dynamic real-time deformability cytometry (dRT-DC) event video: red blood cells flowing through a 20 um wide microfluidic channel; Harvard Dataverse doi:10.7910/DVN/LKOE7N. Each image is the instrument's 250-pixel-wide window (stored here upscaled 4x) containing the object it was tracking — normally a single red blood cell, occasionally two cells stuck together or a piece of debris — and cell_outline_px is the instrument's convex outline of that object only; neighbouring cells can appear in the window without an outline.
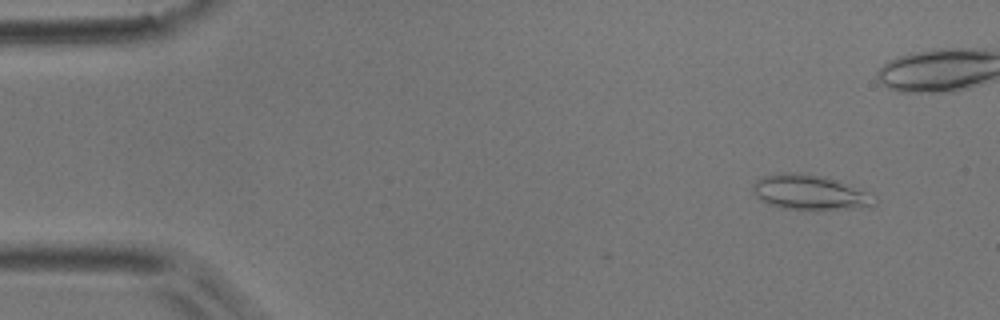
{"species": "common noctule bat (a hibernating species)", "species_latin": "Nyctalus noctula", "temperature_condition": "room temperature", "stored_images_in_passage": 51, "camera_frame_rate_fps": 3000, "um_per_image_px": 0.085, "animal": {"sex": "male", "body_mass_g": 17.9}, "frame": {"image": 1, "passage_image": 4, "time_ms": 1.0, "image_size_px": [1000, 320], "cell_outline_px": [[876, 204], [872, 208], [784, 208], [768, 204], [760, 200], [752, 192], [752, 184], [756, 180], [764, 176], [780, 172], [788, 172], [824, 176], [840, 180], [876, 196]], "centroid_in_image_um": [68.86, 16.33], "position_along_channel_um": 16.1, "area_um2": 24.68}}
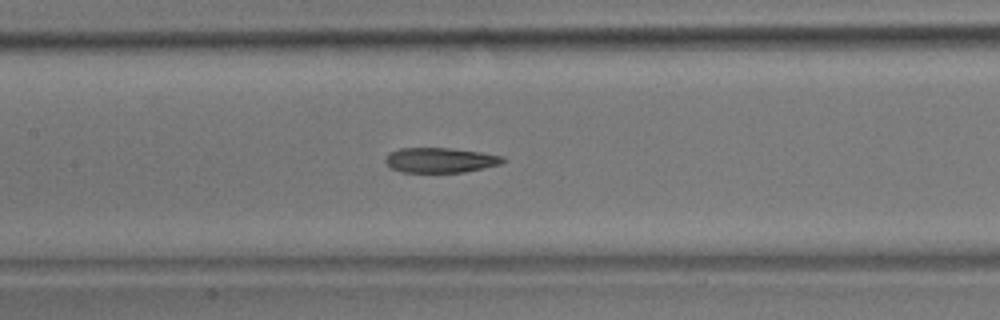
{"frame": {"image": 2, "passage_image": 23, "time_ms": 7.333, "image_size_px": [1000, 320], "cell_outline_px": [[508, 160], [500, 164], [484, 168], [464, 172], [400, 172], [392, 168], [384, 160], [392, 152], [400, 148], [448, 148], [480, 152], [504, 156]], "centroid_in_image_um": [37.48, 13.61], "position_along_channel_um": 169.9, "area_um2": 16.99}}
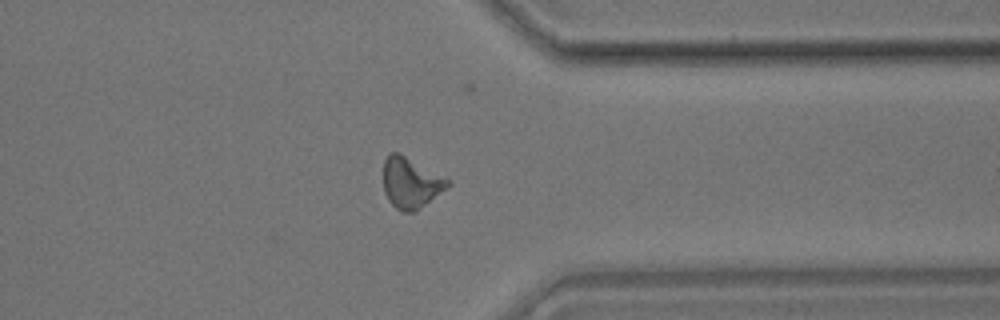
{"frame": {"image": 3, "passage_image": 39, "time_ms": 12.667, "image_size_px": [1000, 320], "cell_outline_px": [[452, 184], [420, 208], [412, 212], [404, 212], [396, 208], [388, 200], [384, 192], [384, 160], [392, 152], [400, 152], [452, 180]], "centroid_in_image_um": [34.94, 15.52], "position_along_channel_um": 376.5, "area_um2": 19.13}, "authors_computed_cell_mechanics": {"area_um2": 18.7272, "velocity_mm_per_s": 3.9705, "shape_relaxation_time_tau1_ms": 10.6949, "shape_relaxation_time_tau2_ms": 3.5442, "deformation_change_tau1": 0.2353, "deformation_change_tau2": 0.1221}}